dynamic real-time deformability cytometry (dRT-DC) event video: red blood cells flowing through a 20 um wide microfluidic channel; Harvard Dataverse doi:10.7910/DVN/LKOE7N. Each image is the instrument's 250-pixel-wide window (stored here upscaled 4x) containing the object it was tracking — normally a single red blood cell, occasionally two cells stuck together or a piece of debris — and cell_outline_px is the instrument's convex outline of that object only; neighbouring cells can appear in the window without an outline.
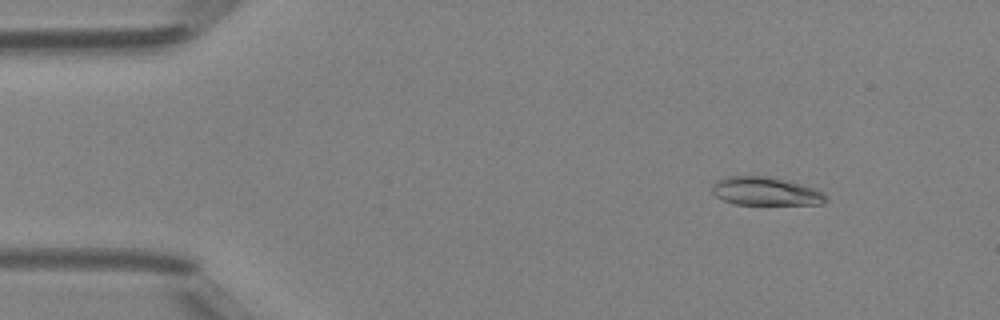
{"species": "Egyptian fruit bat (a non-hibernating species)", "species_latin": "Rousettus aegyptiacus", "temperature_condition": "room temperature", "stored_images_in_passage": 49, "camera_frame_rate_fps": 3000, "um_per_image_px": 0.085, "animal": {"sex": "female"}, "frame": {"image": 1, "passage_image": 6, "time_ms": 1.667, "image_size_px": [1000, 320], "cell_outline_px": [[828, 200], [824, 204], [736, 204], [724, 200], [716, 196], [712, 192], [712, 184], [716, 180], [728, 176], [768, 176], [788, 180], [804, 184], [828, 196]], "centroid_in_image_um": [65.08, 16.25], "position_along_channel_um": 19.9, "area_um2": 18.84}}
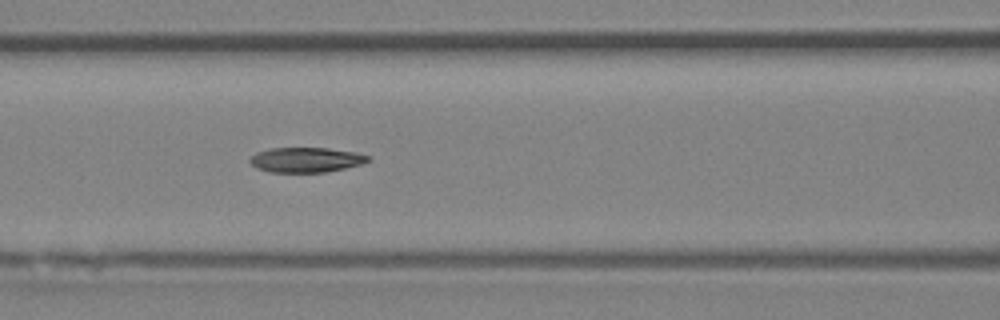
{"frame": {"image": 2, "passage_image": 21, "time_ms": 6.667, "image_size_px": [1000, 320], "cell_outline_px": [[372, 160], [360, 164], [344, 168], [324, 172], [268, 172], [256, 168], [248, 160], [256, 152], [268, 148], [328, 148], [356, 152], [368, 156]], "centroid_in_image_um": [25.98, 13.58], "position_along_channel_um": 140.6, "area_um2": 17.17}}
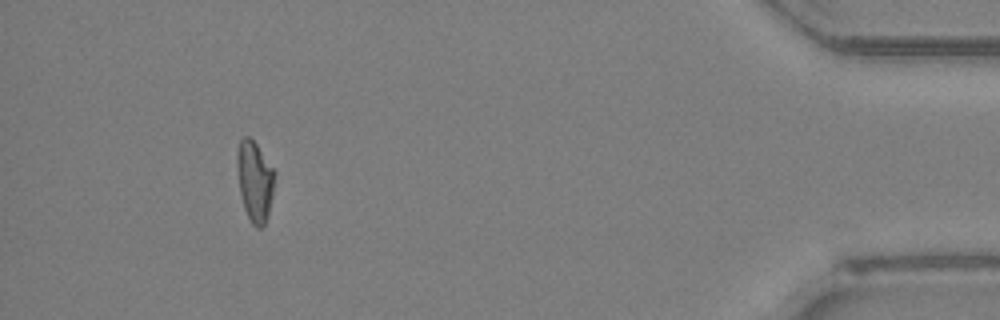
{"frame": {"image": 3, "passage_image": 45, "time_ms": 14.667, "image_size_px": [1000, 320], "cell_outline_px": [[276, 176], [268, 216], [264, 224], [260, 228], [256, 228], [252, 224], [244, 208], [240, 196], [236, 164], [236, 156], [240, 140], [244, 136], [248, 136], [256, 144], [276, 172]], "centroid_in_image_um": [21.65, 15.4], "position_along_channel_um": 413.5, "area_um2": 17.74}, "authors_computed_cell_mechanics": {"area_um2": 17.8602, "velocity_mm_per_s": 4.2236, "shape_relaxation_time_tau1_ms": 10.7629, "shape_relaxation_time_tau2_ms": 1.6374, "deformation_change_tau1": 0.2863, "deformation_change_tau2": 0.0639}}